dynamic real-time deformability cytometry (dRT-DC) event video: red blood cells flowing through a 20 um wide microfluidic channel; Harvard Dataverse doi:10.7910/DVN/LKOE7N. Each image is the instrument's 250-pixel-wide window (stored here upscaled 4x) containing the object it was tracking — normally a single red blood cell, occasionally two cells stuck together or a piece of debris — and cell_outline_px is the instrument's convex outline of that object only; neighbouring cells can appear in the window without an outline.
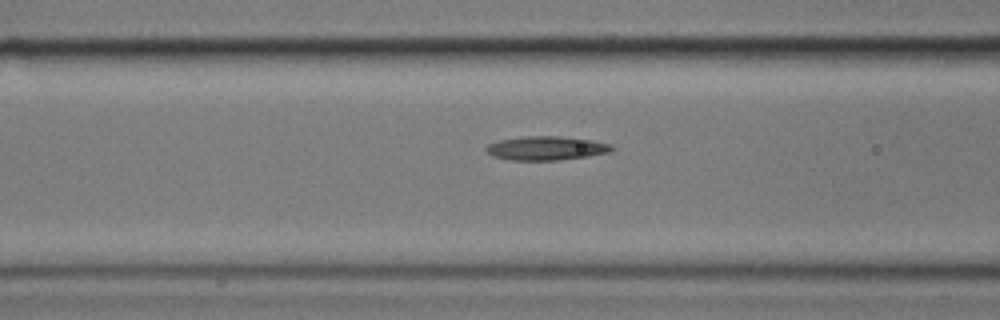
{"species": "common noctule bat (a hibernating species)", "species_latin": "Nyctalus noctula", "temperature_condition": "cold", "stored_images_in_passage": 13, "camera_frame_rate_fps": 3000, "um_per_image_px": 0.085, "animal": {"sex": "male", "body_mass_g": 17.9}, "frame": {"image": 1, "passage_image": 11, "time_ms": 3.333, "image_size_px": [1000, 320], "cell_outline_px": [[616, 148], [608, 152], [588, 156], [560, 160], [508, 160], [492, 156], [484, 148], [488, 144], [500, 140], [524, 136], [560, 136], [592, 140], [612, 144]], "centroid_in_image_um": [46.43, 12.59], "position_along_channel_um": 120.2, "area_um2": 17.57}}